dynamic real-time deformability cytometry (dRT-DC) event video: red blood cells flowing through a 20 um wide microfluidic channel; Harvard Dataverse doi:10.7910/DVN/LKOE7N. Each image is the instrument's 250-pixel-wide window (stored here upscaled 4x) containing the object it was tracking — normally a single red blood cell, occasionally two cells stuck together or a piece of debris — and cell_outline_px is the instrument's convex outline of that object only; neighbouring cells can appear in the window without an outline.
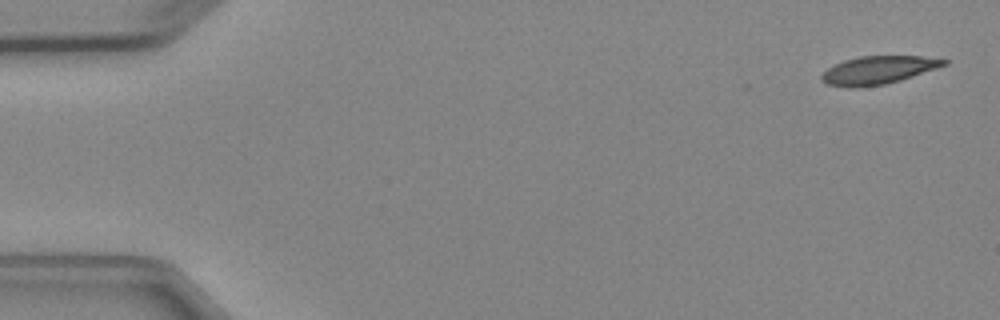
{"species": "Egyptian fruit bat (a non-hibernating species)", "species_latin": "Rousettus aegyptiacus", "temperature_condition": "cold", "stored_images_in_passage": 5, "camera_frame_rate_fps": 3000, "um_per_image_px": 0.085, "animal": {"sex": "female"}, "frame": {"image": 1, "passage_image": 1, "time_ms": 0.0, "image_size_px": [1000, 320], "cell_outline_px": [[948, 64], [900, 80], [884, 84], [828, 84], [820, 76], [828, 68], [844, 60], [860, 56], [920, 56], [948, 60]], "centroid_in_image_um": [74.73, 5.89], "position_along_channel_um": 10.3, "area_um2": 18.79}}
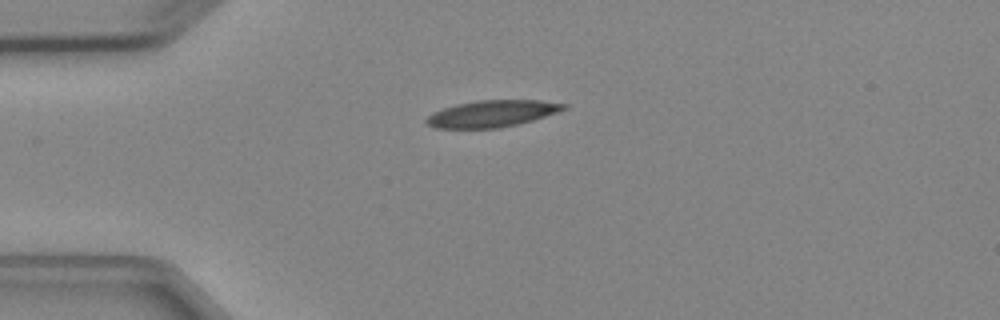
{"frame": {"image": 2, "passage_image": 4, "time_ms": 3.667, "image_size_px": [1000, 320], "cell_outline_px": [[568, 108], [532, 120], [500, 128], [436, 128], [428, 124], [424, 120], [432, 112], [456, 104], [476, 100], [540, 100], [568, 104]], "centroid_in_image_um": [41.81, 9.65], "position_along_channel_um": 43.2, "area_um2": 21.27}}